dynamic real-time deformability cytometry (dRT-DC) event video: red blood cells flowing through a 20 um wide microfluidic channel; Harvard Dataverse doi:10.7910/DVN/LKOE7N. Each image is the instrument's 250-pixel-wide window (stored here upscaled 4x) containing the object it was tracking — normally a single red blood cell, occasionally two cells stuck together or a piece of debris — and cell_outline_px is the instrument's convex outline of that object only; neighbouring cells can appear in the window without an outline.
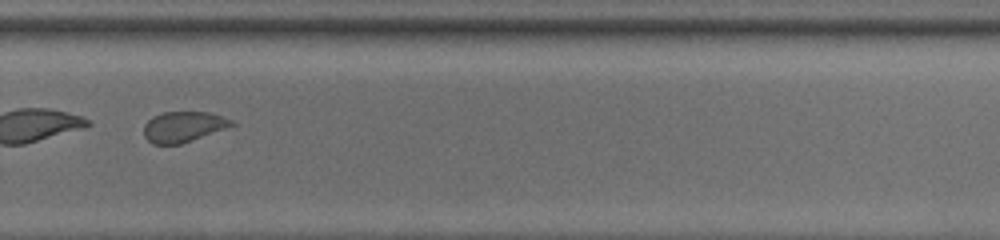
{"species": "common noctule bat (a hibernating species)", "species_latin": "Nyctalus noctula", "temperature_condition": "room temperature", "stored_images_in_passage": 31, "camera_frame_rate_fps": 3000, "um_per_image_px": 0.085, "animal": {"sex": "male", "body_mass_g": 13.0, "forearm_length_mm": 53.1}, "frame": {"image": 1, "passage_image": 22, "time_ms": 7.0, "image_size_px": [1000, 240], "cell_outline_px": [[236, 124], [192, 140], [180, 144], [152, 144], [144, 136], [144, 124], [152, 116], [164, 112], [208, 112], [232, 120]], "centroid_in_image_um": [15.54, 10.77], "position_along_channel_um": 314.3, "area_um2": 15.43}, "authors_computed_cell_mechanics": {"area_um2": 16.184, "velocity_mm_per_s": 3.876, "shape_relaxation_time_tau1_ms": 8.5716, "shape_relaxation_time_tau2_ms": 0.7708, "deformation_change_tau1": 0.1116, "deformation_change_tau2": 0.0424}}